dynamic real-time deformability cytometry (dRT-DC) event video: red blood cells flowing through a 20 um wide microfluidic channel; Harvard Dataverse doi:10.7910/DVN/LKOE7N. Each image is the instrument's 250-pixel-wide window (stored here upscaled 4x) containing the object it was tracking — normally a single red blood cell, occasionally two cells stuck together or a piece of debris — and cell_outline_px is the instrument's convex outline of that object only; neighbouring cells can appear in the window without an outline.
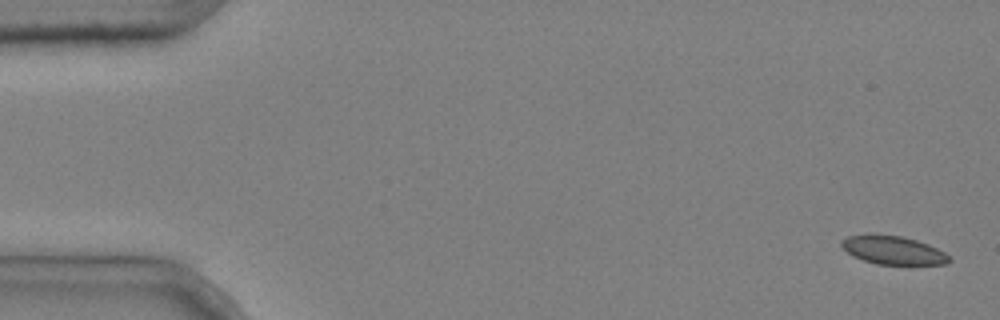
{"species": "common noctule bat (a hibernating species)", "species_latin": "Nyctalus noctula", "temperature_condition": "cold", "stored_images_in_passage": 5, "camera_frame_rate_fps": 3000, "um_per_image_px": 0.085, "animal": {"sex": "male", "body_mass_g": 20.4}, "frame": {"image": 1, "passage_image": 1, "time_ms": 0.0, "image_size_px": [1000, 320], "cell_outline_px": [[952, 260], [948, 264], [908, 268], [876, 264], [852, 256], [840, 244], [840, 240], [848, 236], [900, 236], [916, 240], [928, 244], [952, 256]], "centroid_in_image_um": [76.05, 21.37], "position_along_channel_um": 8.9, "area_um2": 18.44}}
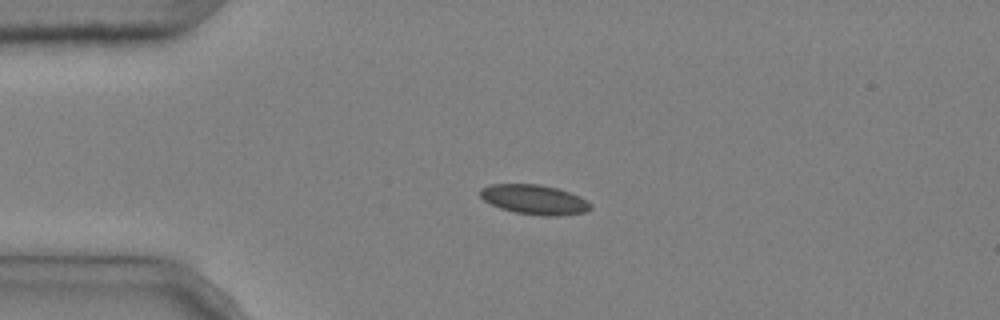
{"frame": {"image": 2, "passage_image": 4, "time_ms": 1.0, "image_size_px": [1000, 320], "cell_outline_px": [[592, 208], [584, 212], [556, 216], [544, 216], [516, 212], [500, 208], [484, 200], [480, 196], [480, 188], [492, 184], [540, 184], [556, 188], [580, 196], [588, 200], [592, 204]], "centroid_in_image_um": [45.44, 16.96], "position_along_channel_um": 39.6, "area_um2": 19.02}}